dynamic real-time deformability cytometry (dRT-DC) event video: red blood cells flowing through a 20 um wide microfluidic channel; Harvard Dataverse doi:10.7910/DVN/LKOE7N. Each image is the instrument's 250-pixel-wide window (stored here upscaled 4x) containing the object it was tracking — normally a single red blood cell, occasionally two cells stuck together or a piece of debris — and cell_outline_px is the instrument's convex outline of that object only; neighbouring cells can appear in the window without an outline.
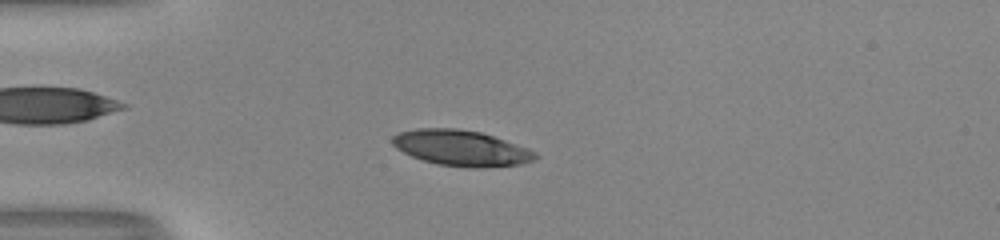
{"species": "human", "species_latin": "Homo sapiens", "temperature_condition": "room temperature", "stored_images_in_passage": 50, "camera_frame_rate_fps": 3000, "um_per_image_px": 0.085, "donor": {"sex": "male"}, "frame": {"image": 1, "passage_image": 13, "time_ms": 4.0, "image_size_px": [1000, 240], "cell_outline_px": [[540, 156], [532, 160], [520, 164], [480, 168], [468, 168], [436, 164], [412, 156], [396, 148], [392, 144], [392, 136], [400, 132], [416, 128], [456, 128], [480, 132], [528, 148], [536, 152]], "centroid_in_image_um": [39.19, 12.58], "position_along_channel_um": 45.8, "area_um2": 29.65}}
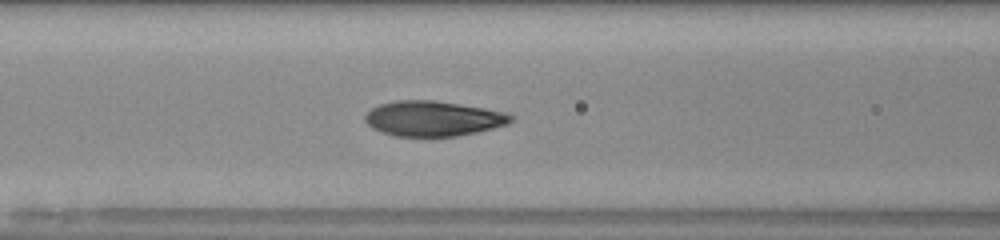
{"frame": {"image": 2, "passage_image": 21, "time_ms": 6.667, "image_size_px": [1000, 240], "cell_outline_px": [[516, 116], [508, 124], [476, 132], [456, 136], [396, 136], [372, 128], [364, 120], [364, 116], [372, 108], [380, 104], [396, 100], [436, 100], [512, 112]], "centroid_in_image_um": [36.88, 10.06], "position_along_channel_um": 129.7, "area_um2": 30.11}}
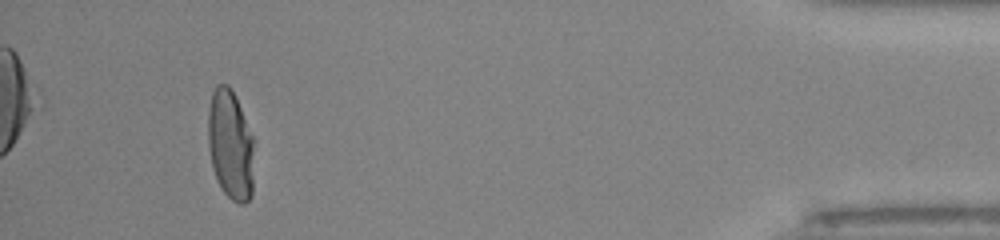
{"frame": {"image": 3, "passage_image": 47, "time_ms": 15.333, "image_size_px": [1000, 240], "cell_outline_px": [[256, 140], [252, 196], [244, 204], [240, 204], [232, 200], [224, 192], [216, 180], [212, 168], [208, 148], [208, 112], [212, 92], [216, 84], [228, 84]], "centroid_in_image_um": [19.62, 12.35], "position_along_channel_um": 415.6, "area_um2": 30.23}, "authors_computed_cell_mechanics": {"area_um2": 29.9693, "velocity_mm_per_s": 4.0519, "shape_relaxation_time_tau1_ms": 5.2432, "shape_relaxation_time_tau2_ms": null, "deformation_change_tau1": 0.2412, "deformation_change_tau2": null}}